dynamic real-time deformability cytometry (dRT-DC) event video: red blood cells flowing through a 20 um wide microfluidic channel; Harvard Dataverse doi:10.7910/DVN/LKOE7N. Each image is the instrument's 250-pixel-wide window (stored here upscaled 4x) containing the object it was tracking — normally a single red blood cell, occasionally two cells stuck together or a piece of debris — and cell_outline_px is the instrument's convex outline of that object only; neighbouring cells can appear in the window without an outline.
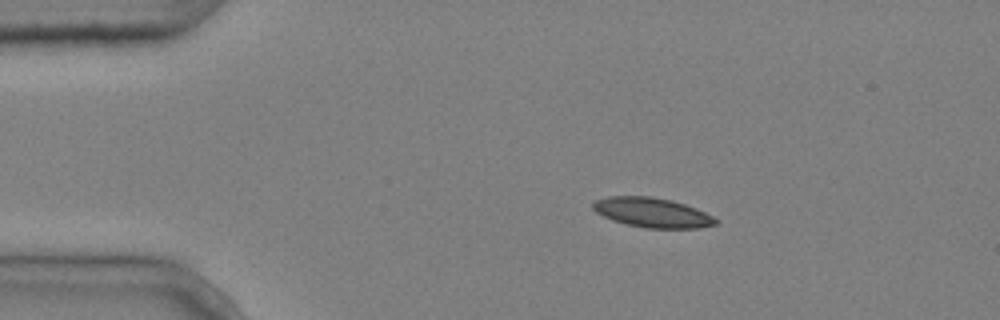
{"species": "common noctule bat (a hibernating species)", "species_latin": "Nyctalus noctula", "temperature_condition": "cold", "stored_images_in_passage": 4, "camera_frame_rate_fps": 3000, "um_per_image_px": 0.085, "animal": {"sex": "male", "body_mass_g": 20.4}, "frame": {"image": 1, "passage_image": 2, "time_ms": 0.333, "image_size_px": [1000, 320], "cell_outline_px": [[720, 220], [716, 224], [700, 228], [644, 228], [612, 220], [596, 212], [592, 208], [592, 204], [596, 200], [608, 196], [652, 196], [672, 200], [696, 208]], "centroid_in_image_um": [55.45, 18.06], "position_along_channel_um": 29.5, "area_um2": 21.21}}
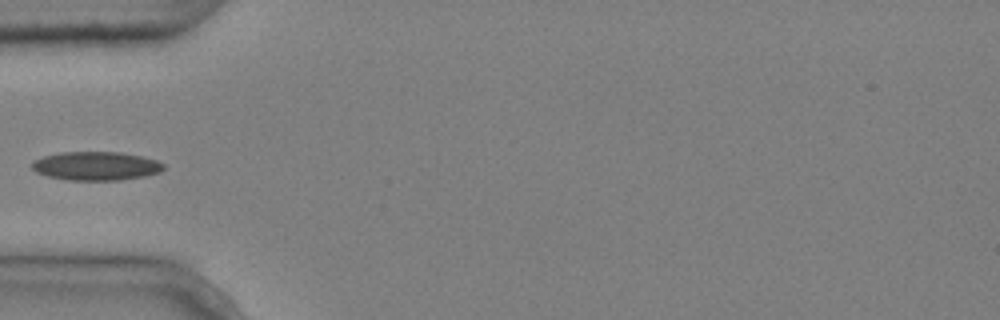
{"frame": {"image": 2, "passage_image": 4, "time_ms": 1.0, "image_size_px": [1000, 320], "cell_outline_px": [[164, 168], [160, 172], [144, 176], [120, 180], [68, 180], [48, 176], [36, 172], [32, 168], [32, 164], [36, 160], [44, 156], [60, 152], [120, 152], [140, 156], [156, 160], [164, 164]], "centroid_in_image_um": [8.17, 14.11], "position_along_channel_um": 76.8, "area_um2": 21.85}}